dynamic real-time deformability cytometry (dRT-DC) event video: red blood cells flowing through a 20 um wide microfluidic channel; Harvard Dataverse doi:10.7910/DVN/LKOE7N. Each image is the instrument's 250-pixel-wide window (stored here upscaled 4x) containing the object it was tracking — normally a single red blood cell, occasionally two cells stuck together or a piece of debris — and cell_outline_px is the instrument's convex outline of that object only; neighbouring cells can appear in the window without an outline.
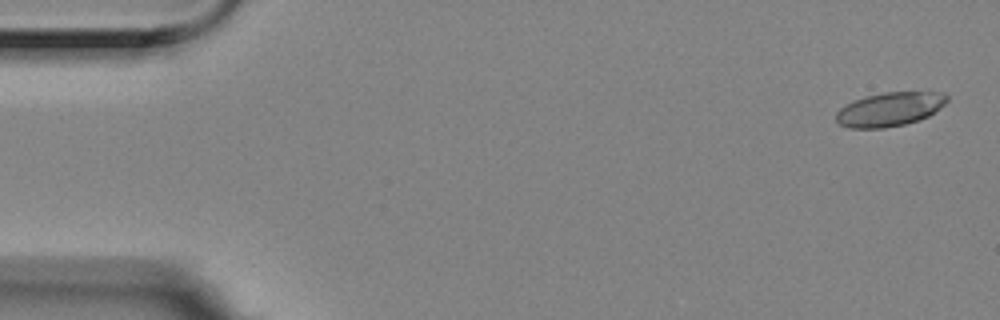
{"species": "Egyptian fruit bat (a non-hibernating species)", "species_latin": "Rousettus aegyptiacus", "temperature_condition": "room temperature", "stored_images_in_passage": 9, "segment_of_instrument_passage": [1, 2], "camera_frame_rate_fps": 3000, "um_per_image_px": 0.085, "animal": {"sex": "female"}, "frame": {"image": 1, "passage_image": 1, "time_ms": 0.0, "image_size_px": [1000, 320], "cell_outline_px": [[948, 100], [940, 108], [928, 116], [920, 120], [904, 124], [884, 128], [848, 128], [840, 124], [836, 120], [836, 112], [840, 108], [852, 100], [884, 92], [944, 92], [948, 96]], "centroid_in_image_um": [75.63, 9.28], "position_along_channel_um": 9.4, "area_um2": 21.96}}
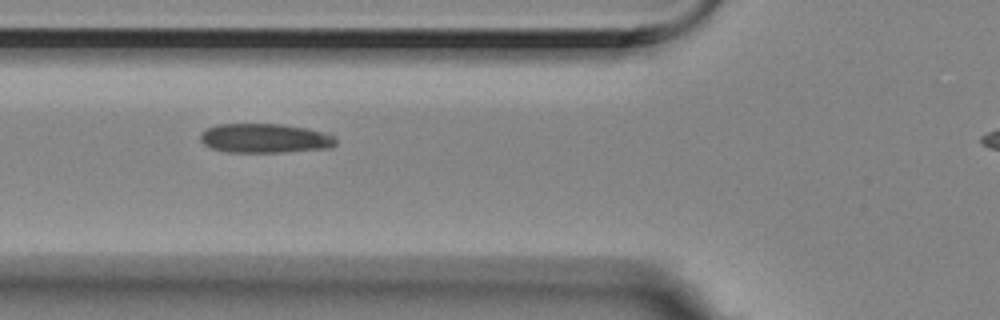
{"frame": {"image": 2, "passage_image": 7, "time_ms": 2.0, "image_size_px": [1000, 320], "cell_outline_px": [[336, 144], [328, 148], [284, 152], [228, 152], [212, 148], [204, 144], [200, 140], [200, 132], [216, 124], [280, 124], [308, 128], [336, 136]], "centroid_in_image_um": [22.51, 11.75], "position_along_channel_um": 103.3, "area_um2": 23.18}}
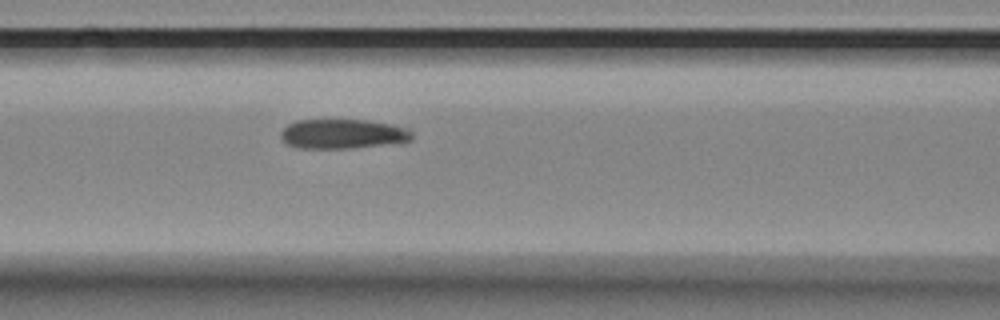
{"frame": {"image": 3, "passage_image": 8, "time_ms": 2.333, "image_size_px": [1000, 320], "cell_outline_px": [[412, 140], [352, 148], [296, 148], [288, 144], [280, 136], [280, 132], [288, 124], [296, 120], [368, 120], [408, 128], [412, 132]], "centroid_in_image_um": [29.09, 11.37], "position_along_channel_um": 137.5, "area_um2": 22.37}}